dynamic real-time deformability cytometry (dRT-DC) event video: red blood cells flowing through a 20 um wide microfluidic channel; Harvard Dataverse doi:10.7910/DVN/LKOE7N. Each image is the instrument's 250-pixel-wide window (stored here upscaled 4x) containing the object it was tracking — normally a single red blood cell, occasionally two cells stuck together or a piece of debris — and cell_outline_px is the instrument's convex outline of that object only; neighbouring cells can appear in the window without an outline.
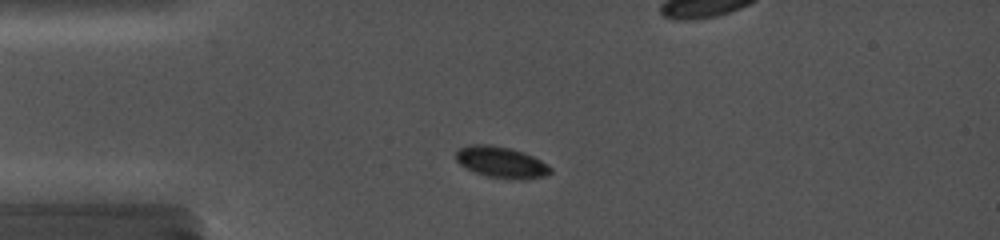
{"species": "common noctule bat (a hibernating species)", "species_latin": "Nyctalus noctula", "temperature_condition": "cold", "stored_images_in_passage": 12, "camera_frame_rate_fps": 5000, "um_per_image_px": 0.085, "animal": {"sex": "female", "body_mass_g": 19.0, "forearm_length_mm": 56.7}, "frame": {"image": 1, "passage_image": 4, "time_ms": 1.8, "image_size_px": [1000, 240], "cell_outline_px": [[552, 172], [544, 176], [524, 180], [512, 180], [488, 176], [476, 172], [460, 164], [456, 160], [456, 152], [460, 148], [468, 144], [492, 144], [512, 148], [524, 152], [548, 164], [552, 168]], "centroid_in_image_um": [42.64, 13.78], "position_along_channel_um": 42.4, "area_um2": 17.4}}
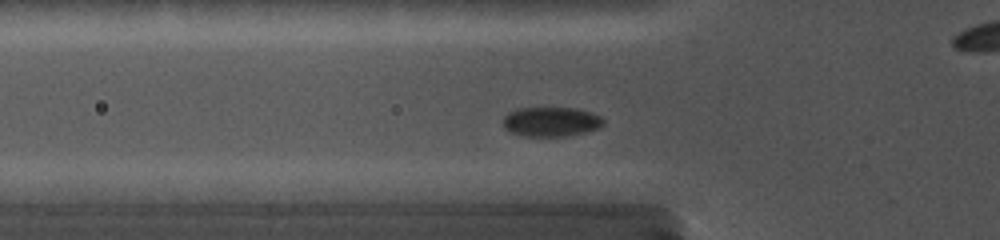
{"frame": {"image": 2, "passage_image": 7, "time_ms": 3.4, "image_size_px": [1000, 240], "cell_outline_px": [[604, 124], [596, 128], [584, 132], [564, 136], [524, 136], [512, 132], [504, 128], [504, 116], [508, 112], [516, 108], [576, 108], [592, 112], [600, 116], [604, 120]], "centroid_in_image_um": [46.83, 10.33], "position_along_channel_um": 79.0, "area_um2": 17.17}}
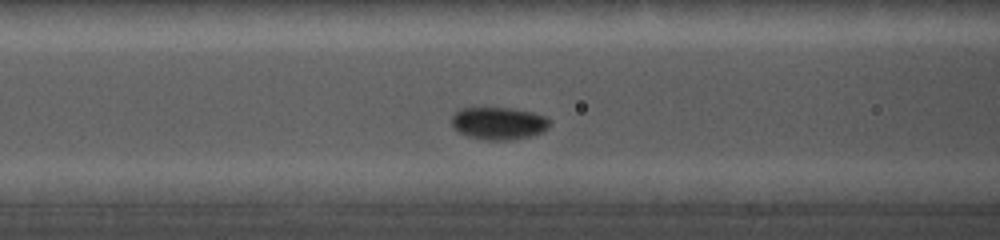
{"frame": {"image": 3, "passage_image": 9, "time_ms": 4.6, "image_size_px": [1000, 240], "cell_outline_px": [[548, 128], [544, 132], [528, 136], [508, 140], [484, 140], [468, 136], [452, 128], [452, 112], [460, 108], [512, 108], [532, 112], [544, 116], [548, 120]], "centroid_in_image_um": [42.33, 10.47], "position_along_channel_um": 124.3, "area_um2": 18.55}}